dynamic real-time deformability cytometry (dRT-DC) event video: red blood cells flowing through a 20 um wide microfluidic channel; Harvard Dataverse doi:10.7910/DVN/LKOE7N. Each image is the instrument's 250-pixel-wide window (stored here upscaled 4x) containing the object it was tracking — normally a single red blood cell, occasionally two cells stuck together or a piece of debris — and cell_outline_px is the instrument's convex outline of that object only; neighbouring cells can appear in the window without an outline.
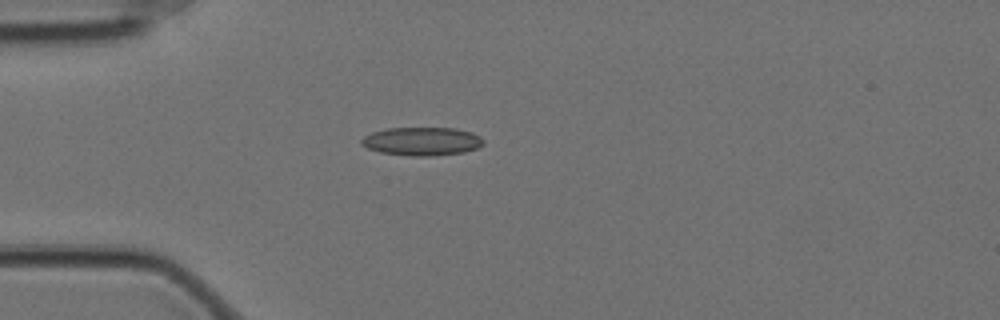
{"species": "Egyptian fruit bat (a non-hibernating species)", "species_latin": "Rousettus aegyptiacus", "temperature_condition": "cold", "stored_images_in_passage": 30, "camera_frame_rate_fps": 3000, "um_per_image_px": 0.085, "animal": {"sex": "female"}, "frame": {"image": 1, "passage_image": 1, "time_ms": 0.0, "image_size_px": [1000, 320], "cell_outline_px": [[484, 144], [476, 148], [464, 152], [428, 156], [412, 156], [380, 152], [368, 148], [360, 144], [360, 140], [364, 136], [372, 132], [388, 128], [456, 128], [472, 132], [480, 136], [484, 140]], "centroid_in_image_um": [35.87, 12.0], "position_along_channel_um": 49.1, "area_um2": 20.17}}
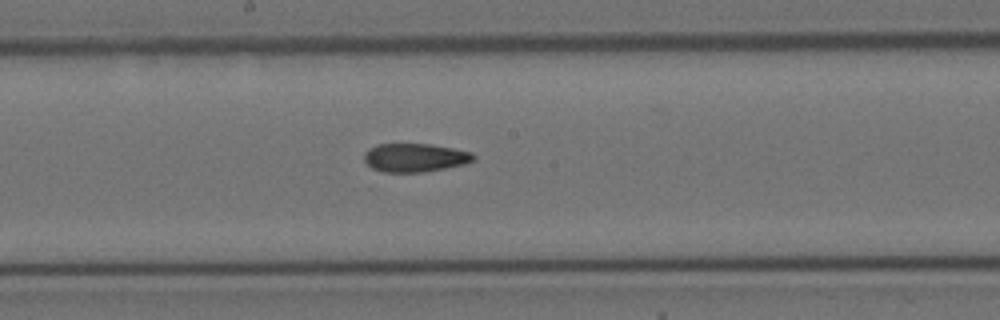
{"frame": {"image": 2, "passage_image": 16, "time_ms": 5.0, "image_size_px": [1000, 320], "cell_outline_px": [[476, 160], [464, 164], [444, 168], [420, 172], [380, 172], [372, 168], [364, 160], [364, 152], [368, 148], [376, 144], [432, 144], [472, 152], [476, 156]], "centroid_in_image_um": [35.26, 13.39], "position_along_channel_um": 212.9, "area_um2": 18.26}}
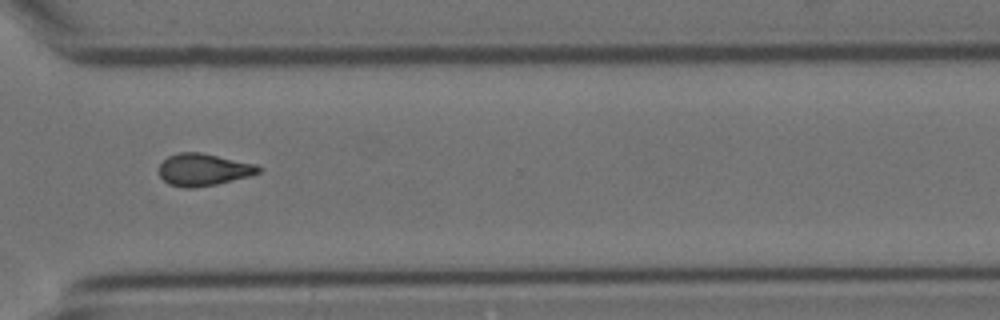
{"frame": {"image": 3, "passage_image": 28, "time_ms": 9.0, "image_size_px": [1000, 320], "cell_outline_px": [[264, 168], [260, 172], [252, 176], [216, 184], [192, 188], [184, 188], [168, 184], [160, 176], [160, 164], [168, 156], [180, 152], [200, 152], [256, 164]], "centroid_in_image_um": [17.33, 14.42], "position_along_channel_um": 353.3, "area_um2": 18.73}, "authors_computed_cell_mechanics": {"area_um2": 18.6405, "velocity_mm_per_s": 3.5127, "shape_relaxation_time_tau1_ms": null, "shape_relaxation_time_tau2_ms": 3.2259, "deformation_change_tau1": null, "deformation_change_tau2": 0.1025}}